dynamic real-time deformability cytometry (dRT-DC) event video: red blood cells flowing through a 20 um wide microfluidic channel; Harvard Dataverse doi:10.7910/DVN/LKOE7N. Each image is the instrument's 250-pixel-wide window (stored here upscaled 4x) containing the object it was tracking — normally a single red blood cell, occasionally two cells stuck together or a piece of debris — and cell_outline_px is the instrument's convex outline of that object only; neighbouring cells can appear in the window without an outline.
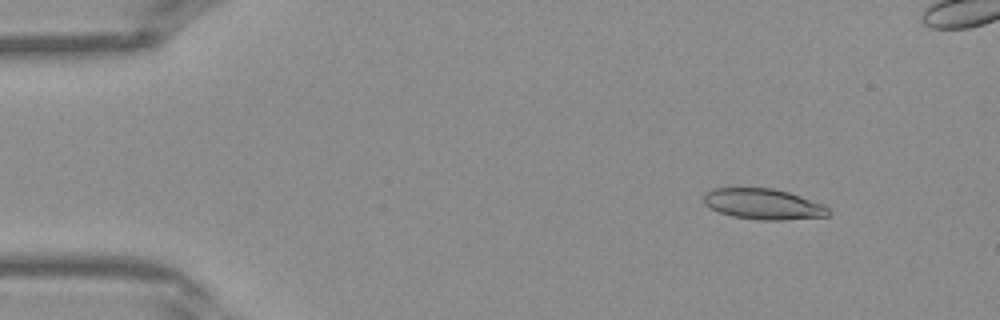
{"species": "Egyptian fruit bat (a non-hibernating species)", "species_latin": "Rousettus aegyptiacus", "temperature_condition": "warm", "stored_images_in_passage": 41, "camera_frame_rate_fps": 3000, "um_per_image_px": 0.085, "frame": {"image": 1, "passage_image": 4, "time_ms": 1.0, "image_size_px": [1000, 320], "cell_outline_px": [[832, 212], [828, 216], [784, 220], [764, 220], [732, 216], [708, 208], [704, 204], [704, 192], [712, 188], [772, 188], [788, 192], [824, 204]], "centroid_in_image_um": [64.87, 17.34], "position_along_channel_um": 20.1, "area_um2": 22.43}}
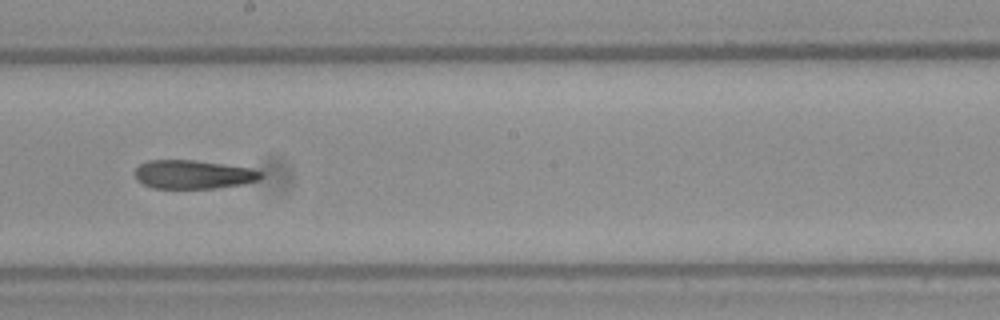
{"frame": {"image": 2, "passage_image": 22, "time_ms": 7.0, "image_size_px": [1000, 320], "cell_outline_px": [[264, 176], [260, 180], [244, 184], [216, 188], [152, 188], [144, 184], [136, 176], [136, 168], [140, 164], [148, 160], [192, 160], [252, 168], [264, 172]], "centroid_in_image_um": [16.5, 14.83], "position_along_channel_um": 231.7, "area_um2": 21.04}}
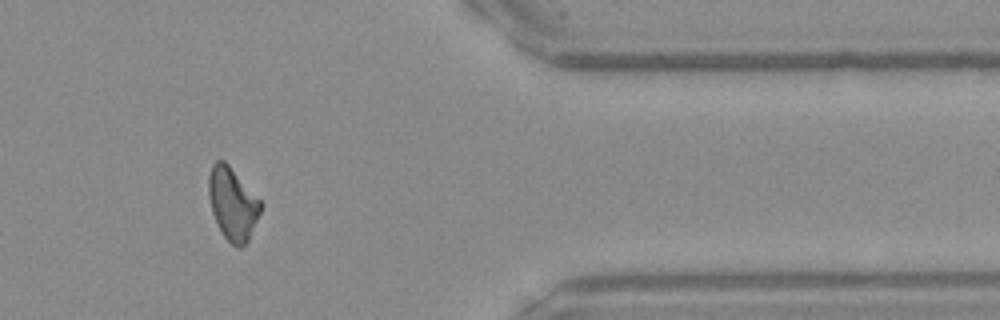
{"frame": {"image": 3, "passage_image": 33, "time_ms": 10.667, "image_size_px": [1000, 320], "cell_outline_px": [[260, 212], [248, 240], [240, 248], [236, 248], [224, 236], [212, 212], [208, 196], [208, 176], [212, 164], [216, 160], [224, 160], [228, 164], [260, 200]], "centroid_in_image_um": [19.74, 17.3], "position_along_channel_um": 391.7, "area_um2": 21.56}}